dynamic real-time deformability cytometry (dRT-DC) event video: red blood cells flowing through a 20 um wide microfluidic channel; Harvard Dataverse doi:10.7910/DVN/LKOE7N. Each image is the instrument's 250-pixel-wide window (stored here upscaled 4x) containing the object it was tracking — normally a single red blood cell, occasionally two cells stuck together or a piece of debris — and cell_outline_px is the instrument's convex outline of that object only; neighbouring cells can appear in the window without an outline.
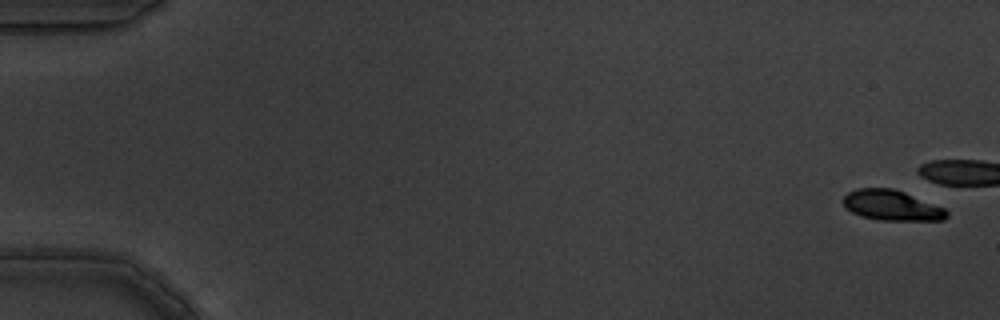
{"species": "common noctule bat (a hibernating species)", "species_latin": "Nyctalus noctula", "temperature_condition": "warm", "stored_images_in_passage": 6, "camera_frame_rate_fps": 3000, "um_per_image_px": 0.085, "animal": {"sex": "male", "body_mass_g": 19.5, "forearm_length_mm": 54.6}, "frame": {"image": 1, "passage_image": 1, "time_ms": 0.0, "image_size_px": [1000, 320], "cell_outline_px": [[948, 216], [944, 220], [880, 220], [860, 216], [844, 208], [844, 196], [848, 192], [856, 188], [892, 188], [904, 192], [944, 208], [948, 212]], "centroid_in_image_um": [75.77, 17.46], "position_along_channel_um": 9.2, "area_um2": 18.21}}